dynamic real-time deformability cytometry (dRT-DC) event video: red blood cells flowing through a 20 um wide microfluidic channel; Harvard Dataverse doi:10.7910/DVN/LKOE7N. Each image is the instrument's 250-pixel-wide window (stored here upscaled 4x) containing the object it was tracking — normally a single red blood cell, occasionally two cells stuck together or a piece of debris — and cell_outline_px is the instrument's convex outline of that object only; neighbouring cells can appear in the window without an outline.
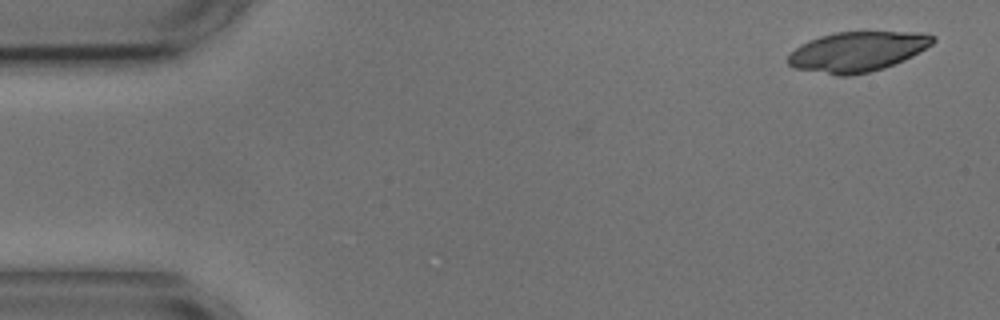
{"species": "common noctule bat (a hibernating species)", "species_latin": "Nyctalus noctula", "temperature_condition": "cold", "stored_images_in_passage": 5, "camera_frame_rate_fps": 3000, "um_per_image_px": 0.085, "animal": {"sex": "male", "body_mass_g": 17.9, "forearm_length_mm": 54.2}, "frame": {"image": 1, "passage_image": 1, "time_ms": 0.0, "image_size_px": [1000, 320], "cell_outline_px": [[936, 40], [932, 44], [912, 56], [904, 60], [884, 68], [868, 72], [848, 76], [840, 76], [792, 68], [788, 64], [788, 56], [800, 44], [820, 36], [836, 32], [920, 32], [936, 36]], "centroid_in_image_um": [72.87, 4.39], "position_along_channel_um": 12.1, "area_um2": 33.7}}